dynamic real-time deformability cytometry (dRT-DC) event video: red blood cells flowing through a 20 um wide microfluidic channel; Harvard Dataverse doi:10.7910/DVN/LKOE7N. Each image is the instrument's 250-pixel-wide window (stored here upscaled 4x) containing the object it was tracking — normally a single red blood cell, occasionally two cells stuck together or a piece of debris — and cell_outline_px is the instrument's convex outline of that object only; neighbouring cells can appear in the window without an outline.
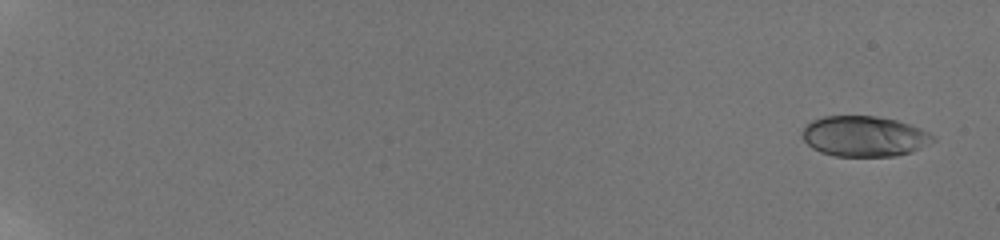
{"species": "human", "species_latin": "Homo sapiens", "temperature_condition": "room temperature", "stored_images_in_passage": 11, "camera_frame_rate_fps": 3000, "um_per_image_px": 0.085, "donor": {"sex": "male"}, "frame": {"image": 1, "passage_image": 2, "time_ms": 0.667, "image_size_px": [1000, 240], "cell_outline_px": [[936, 140], [912, 152], [896, 156], [836, 156], [820, 152], [812, 148], [804, 140], [804, 128], [812, 120], [824, 116], [876, 116], [896, 120], [920, 128], [936, 136]], "centroid_in_image_um": [73.49, 11.59], "position_along_channel_um": 11.5, "area_um2": 30.75}}
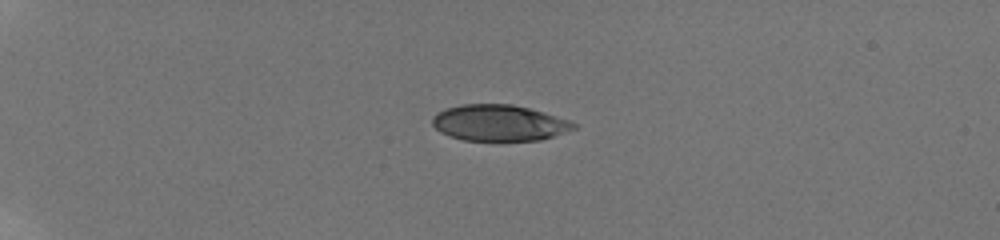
{"frame": {"image": 2, "passage_image": 8, "time_ms": 5.667, "image_size_px": [1000, 240], "cell_outline_px": [[576, 128], [540, 140], [464, 140], [448, 136], [440, 132], [432, 124], [432, 116], [444, 108], [464, 104], [512, 104], [544, 112], [568, 120], [576, 124]], "centroid_in_image_um": [42.38, 10.44], "position_along_channel_um": 42.6, "area_um2": 29.59}}